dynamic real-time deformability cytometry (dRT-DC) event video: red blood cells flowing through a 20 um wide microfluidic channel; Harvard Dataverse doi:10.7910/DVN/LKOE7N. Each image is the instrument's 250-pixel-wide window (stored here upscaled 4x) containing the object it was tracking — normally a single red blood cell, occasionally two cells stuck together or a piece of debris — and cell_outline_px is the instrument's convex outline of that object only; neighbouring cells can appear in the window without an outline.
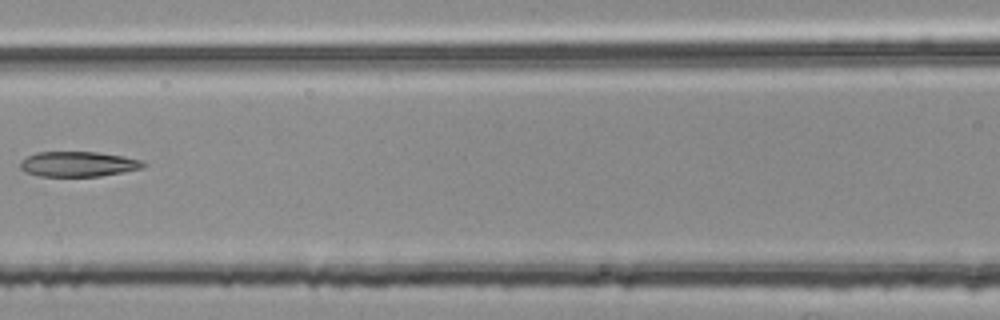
{"species": "common noctule bat (a hibernating species)", "species_latin": "Nyctalus noctula", "temperature_condition": "room temperature", "stored_images_in_passage": 7, "segment_of_instrument_passage": [2, 2], "camera_frame_rate_fps": 3000, "um_per_image_px": 0.085, "animal": {"sex": "female", "body_mass_g": 25.1}, "frame": {"image": 1, "passage_image": 7, "time_ms": 2.0, "image_size_px": [1000, 320], "cell_outline_px": [[148, 164], [144, 168], [124, 172], [100, 176], [36, 176], [24, 172], [20, 168], [20, 160], [36, 152], [100, 152], [124, 156], [140, 160]], "centroid_in_image_um": [6.65, 13.95], "position_along_channel_um": 160.0, "area_um2": 18.26}}